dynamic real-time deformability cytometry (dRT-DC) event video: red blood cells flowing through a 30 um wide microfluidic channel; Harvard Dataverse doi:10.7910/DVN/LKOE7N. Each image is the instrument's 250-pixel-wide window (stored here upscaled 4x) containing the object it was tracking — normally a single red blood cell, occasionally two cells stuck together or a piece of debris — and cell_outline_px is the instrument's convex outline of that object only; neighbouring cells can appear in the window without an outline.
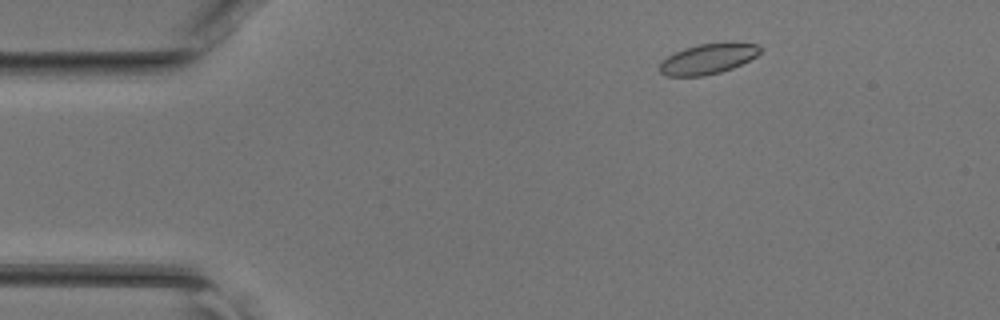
{"species": "common noctule bat (a hibernating species)", "species_latin": "Nyctalus noctula", "temperature_condition": "room temperature", "stored_images_in_passage": 44, "camera_frame_rate_fps": 3000, "um_per_image_px": 0.085, "animal": {"sex": "female", "body_mass_g": 17.0, "forearm_length_mm": 48.0}, "frame": {"image": 1, "passage_image": 5, "time_ms": 1.333, "image_size_px": [1000, 320], "cell_outline_px": [[760, 52], [756, 56], [732, 68], [720, 72], [704, 76], [668, 76], [660, 72], [660, 60], [684, 48], [700, 44], [756, 44], [760, 48]], "centroid_in_image_um": [60.1, 5.03], "position_along_channel_um": 24.9, "area_um2": 17.17}}
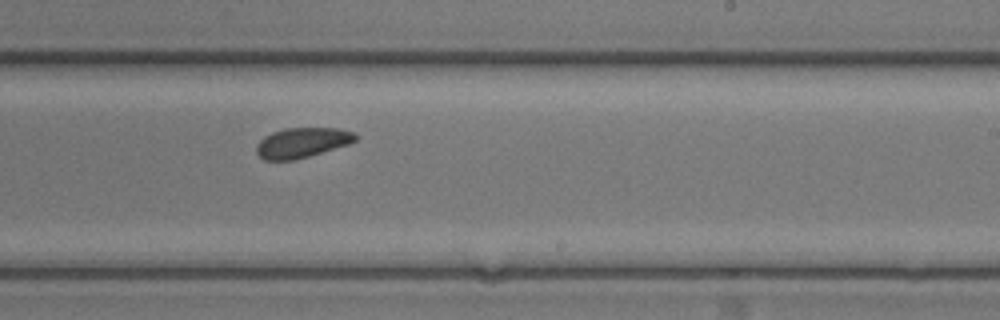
{"frame": {"image": 2, "passage_image": 26, "time_ms": 8.333, "image_size_px": [1000, 320], "cell_outline_px": [[360, 136], [356, 140], [348, 144], [308, 156], [292, 160], [264, 160], [256, 152], [256, 144], [264, 136], [272, 132], [284, 128], [340, 128], [356, 132]], "centroid_in_image_um": [25.69, 12.11], "position_along_channel_um": 263.3, "area_um2": 17.4}}
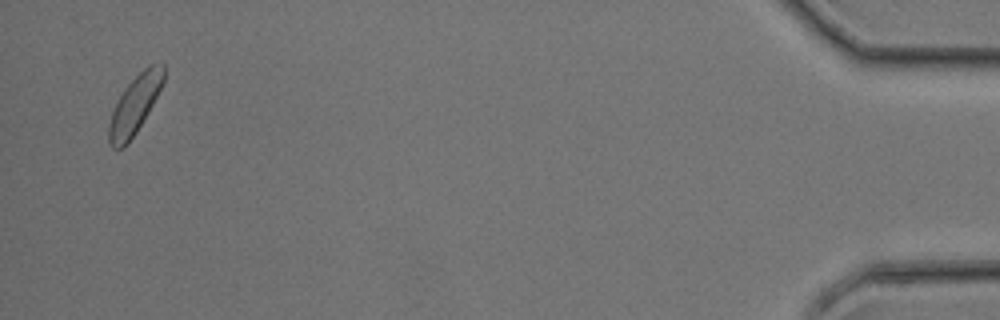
{"frame": {"image": 3, "passage_image": 43, "time_ms": 14.0, "image_size_px": [1000, 320], "cell_outline_px": [[164, 80], [148, 112], [136, 132], [128, 144], [120, 148], [112, 148], [108, 144], [108, 124], [112, 112], [120, 96], [128, 84], [148, 64], [164, 64]], "centroid_in_image_um": [11.43, 8.94], "position_along_channel_um": 423.8, "area_um2": 18.15}}